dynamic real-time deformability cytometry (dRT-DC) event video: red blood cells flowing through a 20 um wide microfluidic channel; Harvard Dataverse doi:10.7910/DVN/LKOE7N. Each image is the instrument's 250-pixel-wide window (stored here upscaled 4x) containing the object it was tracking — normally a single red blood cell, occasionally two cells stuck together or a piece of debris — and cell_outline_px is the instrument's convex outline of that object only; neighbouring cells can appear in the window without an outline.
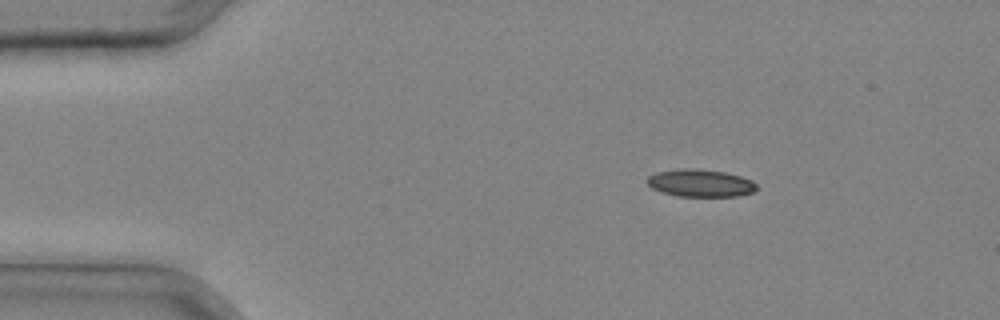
{"species": "common noctule bat (a hibernating species)", "species_latin": "Nyctalus noctula", "temperature_condition": "cold", "stored_images_in_passage": 30, "camera_frame_rate_fps": 3000, "um_per_image_px": 0.085, "animal": {"sex": "male", "body_mass_g": 20.4}, "frame": {"image": 1, "passage_image": 1, "time_ms": 0.0, "image_size_px": [1000, 320], "cell_outline_px": [[756, 192], [736, 196], [676, 196], [660, 192], [652, 188], [644, 180], [648, 176], [656, 172], [680, 168], [696, 168], [724, 172], [740, 176], [752, 180], [756, 184]], "centroid_in_image_um": [59.5, 15.56], "position_along_channel_um": 25.5, "area_um2": 17.74}}
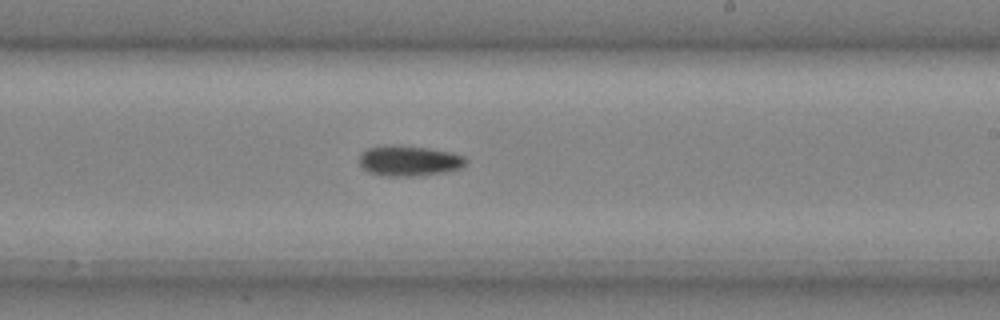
{"frame": {"image": 2, "passage_image": 18, "time_ms": 5.667, "image_size_px": [1000, 320], "cell_outline_px": [[468, 164], [460, 168], [444, 172], [412, 176], [384, 176], [368, 172], [360, 164], [360, 152], [368, 148], [388, 144], [400, 144], [428, 148], [452, 152], [464, 156], [468, 160]], "centroid_in_image_um": [34.78, 13.65], "position_along_channel_um": 254.2, "area_um2": 19.19}}
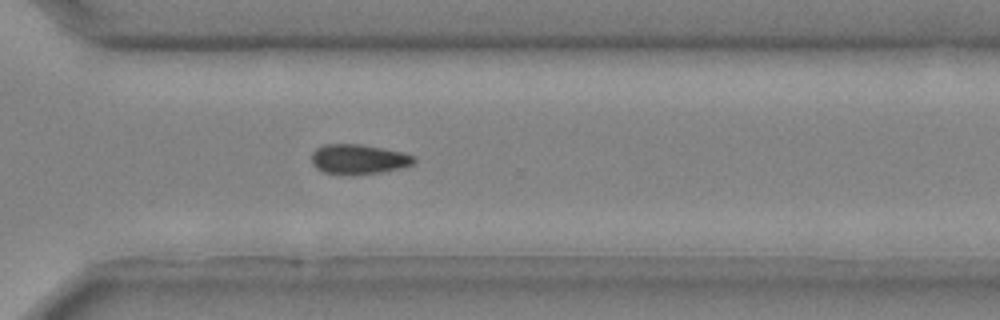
{"frame": {"image": 3, "passage_image": 23, "time_ms": 7.333, "image_size_px": [1000, 320], "cell_outline_px": [[416, 160], [412, 164], [400, 168], [380, 172], [352, 176], [324, 172], [316, 168], [312, 164], [312, 152], [316, 148], [324, 144], [360, 144], [400, 152], [412, 156]], "centroid_in_image_um": [30.41, 13.55], "position_along_channel_um": 340.2, "area_um2": 17.74}}